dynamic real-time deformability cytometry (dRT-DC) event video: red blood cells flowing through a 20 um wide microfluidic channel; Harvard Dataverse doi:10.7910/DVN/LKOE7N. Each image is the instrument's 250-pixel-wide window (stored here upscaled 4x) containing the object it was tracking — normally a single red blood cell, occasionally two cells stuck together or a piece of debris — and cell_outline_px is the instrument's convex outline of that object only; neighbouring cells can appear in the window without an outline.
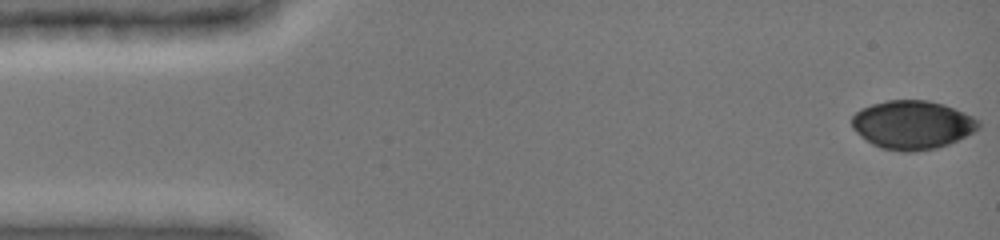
{"species": "common noctule bat (a hibernating species)", "species_latin": "Nyctalus noctula", "temperature_condition": "cold", "stored_images_in_passage": 48, "camera_frame_rate_fps": 3000, "um_per_image_px": 0.085, "animal": {"sex": "female", "body_mass_g": 19.0, "forearm_length_mm": 51.5}, "frame": {"image": 1, "passage_image": 1, "time_ms": 0.0, "image_size_px": [1000, 240], "cell_outline_px": [[980, 128], [948, 144], [936, 148], [916, 152], [900, 152], [880, 148], [872, 144], [860, 136], [852, 128], [852, 116], [860, 108], [872, 104], [888, 100], [928, 100], [944, 104], [964, 112], [980, 120]], "centroid_in_image_um": [77.53, 10.61], "position_along_channel_um": 7.5, "area_um2": 36.07}}
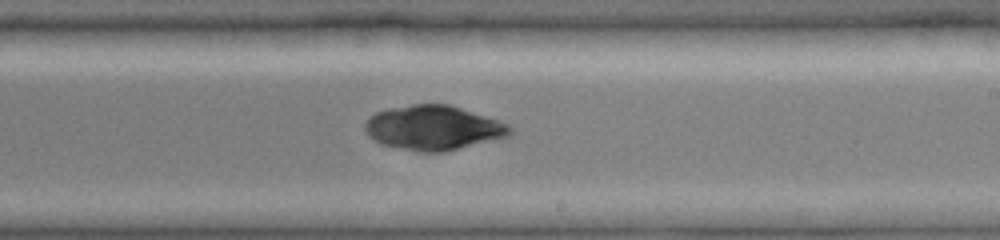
{"frame": {"image": 2, "passage_image": 29, "time_ms": 9.333, "image_size_px": [1000, 240], "cell_outline_px": [[512, 132], [508, 136], [444, 152], [420, 152], [380, 144], [372, 140], [368, 136], [364, 128], [364, 124], [376, 112], [388, 108], [412, 104], [448, 104], [508, 124], [512, 128]], "centroid_in_image_um": [36.78, 10.87], "position_along_channel_um": 252.2, "area_um2": 37.34}}